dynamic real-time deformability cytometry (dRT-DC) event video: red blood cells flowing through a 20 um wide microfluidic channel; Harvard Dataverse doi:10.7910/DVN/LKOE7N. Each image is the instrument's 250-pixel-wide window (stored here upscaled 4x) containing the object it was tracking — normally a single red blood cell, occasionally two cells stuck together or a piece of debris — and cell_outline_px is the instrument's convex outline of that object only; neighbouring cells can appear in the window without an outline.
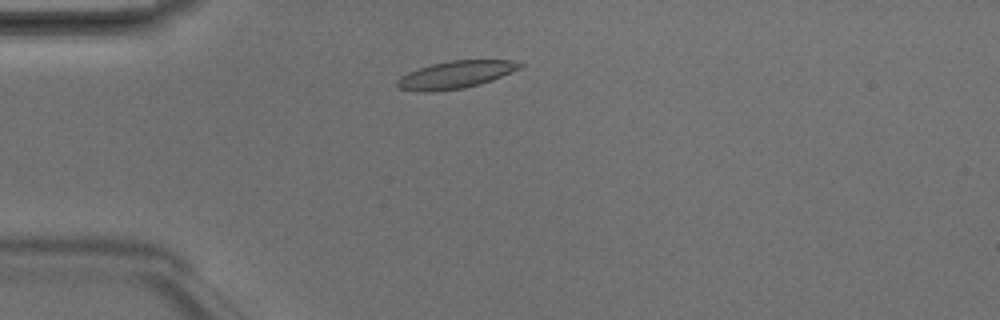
{"species": "Egyptian fruit bat (a non-hibernating species)", "species_latin": "Rousettus aegyptiacus", "temperature_condition": "room temperature", "stored_images_in_passage": 2, "camera_frame_rate_fps": 3000, "um_per_image_px": 0.085, "animal": {"sex": "male"}, "frame": {"image": 1, "passage_image": 2, "time_ms": 0.333, "image_size_px": [1000, 320], "cell_outline_px": [[524, 64], [520, 68], [492, 80], [480, 84], [464, 88], [432, 92], [420, 92], [396, 88], [396, 80], [400, 76], [408, 72], [432, 64], [452, 60], [512, 60]], "centroid_in_image_um": [38.68, 6.36], "position_along_channel_um": 46.3, "area_um2": 19.65}}